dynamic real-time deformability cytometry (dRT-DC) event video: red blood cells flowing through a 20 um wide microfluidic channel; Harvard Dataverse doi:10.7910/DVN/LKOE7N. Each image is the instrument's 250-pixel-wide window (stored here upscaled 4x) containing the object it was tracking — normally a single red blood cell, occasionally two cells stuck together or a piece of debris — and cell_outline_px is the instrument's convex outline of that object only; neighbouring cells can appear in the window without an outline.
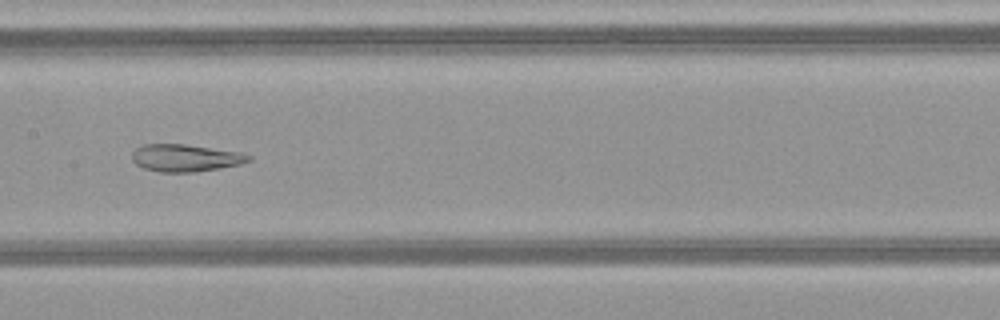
{"species": "common noctule bat (a hibernating species)", "species_latin": "Nyctalus noctula", "temperature_condition": "warm", "stored_images_in_passage": 50, "camera_frame_rate_fps": 3000, "um_per_image_px": 0.085, "animal": {"sex": "female", "body_mass_g": 21.9}, "frame": {"image": 1, "passage_image": 26, "time_ms": 8.333, "image_size_px": [1000, 320], "cell_outline_px": [[252, 160], [240, 164], [220, 168], [196, 172], [160, 172], [144, 168], [136, 164], [132, 160], [132, 152], [136, 148], [144, 144], [184, 144], [240, 152], [252, 156]], "centroid_in_image_um": [15.76, 13.42], "position_along_channel_um": 191.6, "area_um2": 18.55}}
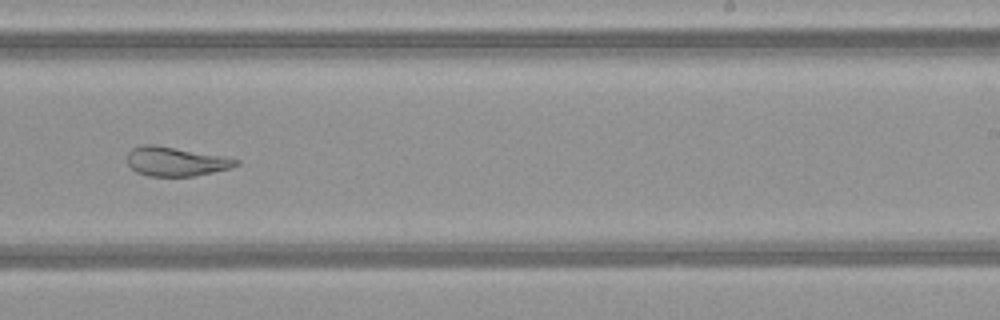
{"frame": {"image": 2, "passage_image": 32, "time_ms": 10.333, "image_size_px": [1000, 320], "cell_outline_px": [[240, 164], [232, 168], [192, 176], [148, 176], [136, 172], [128, 164], [128, 152], [132, 148], [144, 144], [152, 144], [224, 156], [240, 160]], "centroid_in_image_um": [14.95, 13.72], "position_along_channel_um": 274.0, "area_um2": 18.44}}
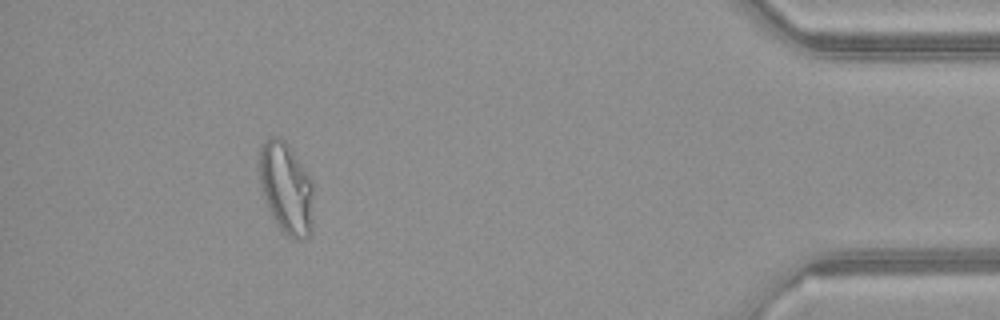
{"frame": {"image": 3, "passage_image": 46, "time_ms": 15.0, "image_size_px": [1000, 320], "cell_outline_px": [[312, 228], [308, 236], [300, 240], [292, 240], [280, 228], [272, 216], [260, 188], [260, 148], [264, 140], [272, 136], [280, 136], [284, 140], [304, 168], [312, 180]], "centroid_in_image_um": [24.32, 16.0], "position_along_channel_um": 410.9, "area_um2": 28.67}, "authors_computed_cell_mechanics": {"area_um2": 26.3279, "velocity_mm_per_s": 4.1391, "shape_relaxation_time_tau1_ms": null, "shape_relaxation_time_tau2_ms": 3.387, "deformation_change_tau1": null, "deformation_change_tau2": 0.083}}